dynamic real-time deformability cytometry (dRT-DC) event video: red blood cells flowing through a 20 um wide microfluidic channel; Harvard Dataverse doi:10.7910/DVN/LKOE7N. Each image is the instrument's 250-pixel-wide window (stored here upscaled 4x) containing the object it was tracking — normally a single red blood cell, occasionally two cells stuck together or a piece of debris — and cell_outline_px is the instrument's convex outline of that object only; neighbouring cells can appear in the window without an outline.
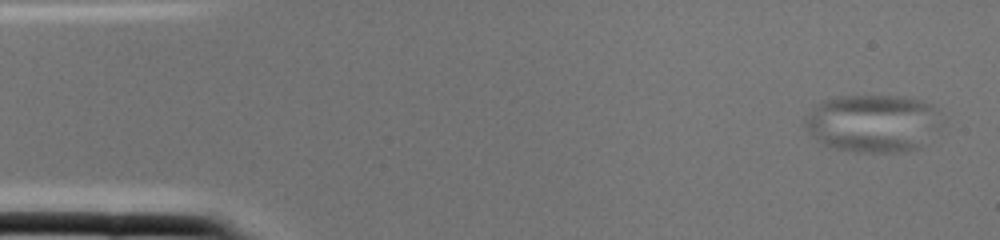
{"species": "common noctule bat (a hibernating species)", "species_latin": "Nyctalus noctula", "temperature_condition": "cold", "stored_images_in_passage": 2, "camera_frame_rate_fps": 3000, "um_per_image_px": 0.085, "animal": {"sex": "female", "body_mass_g": 22.0, "forearm_length_mm": 56.7}, "frame": {"image": 1, "passage_image": 1, "time_ms": 0.0, "image_size_px": [1000, 240], "cell_outline_px": [[944, 124], [920, 148], [900, 152], [856, 152], [828, 148], [816, 140], [812, 136], [804, 124], [804, 116], [816, 104], [824, 100], [836, 96], [904, 96], [920, 100], [932, 104], [936, 108]], "centroid_in_image_um": [74.21, 10.48], "position_along_channel_um": 10.8, "area_um2": 46.88}}